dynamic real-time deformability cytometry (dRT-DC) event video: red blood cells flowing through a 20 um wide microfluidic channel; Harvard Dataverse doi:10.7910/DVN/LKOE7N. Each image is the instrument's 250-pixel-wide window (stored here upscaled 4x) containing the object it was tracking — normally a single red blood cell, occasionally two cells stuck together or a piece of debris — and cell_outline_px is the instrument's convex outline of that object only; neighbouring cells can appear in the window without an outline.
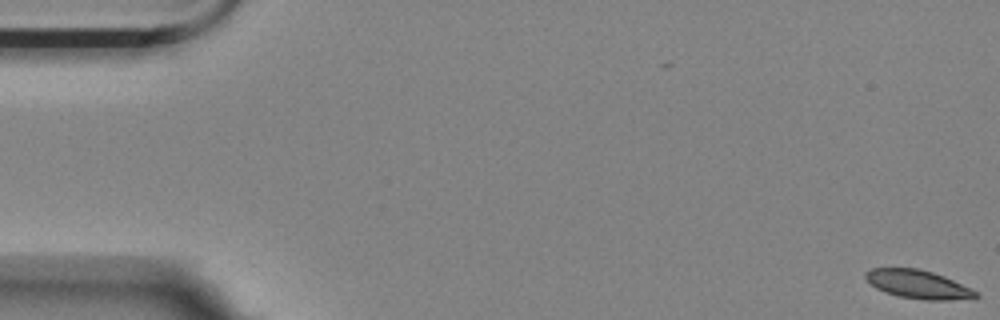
{"species": "Egyptian fruit bat (a non-hibernating species)", "species_latin": "Rousettus aegyptiacus", "temperature_condition": "room temperature", "stored_images_in_passage": 14, "camera_frame_rate_fps": 3000, "um_per_image_px": 0.085, "animal": {"sex": "female"}, "frame": {"image": 1, "passage_image": 1, "time_ms": 0.0, "image_size_px": [1000, 320], "cell_outline_px": [[980, 296], [976, 300], [924, 300], [900, 296], [884, 292], [876, 288], [864, 276], [864, 272], [872, 268], [916, 268], [932, 272], [944, 276], [972, 288]], "centroid_in_image_um": [78.11, 24.19], "position_along_channel_um": 6.9, "area_um2": 18.5}}
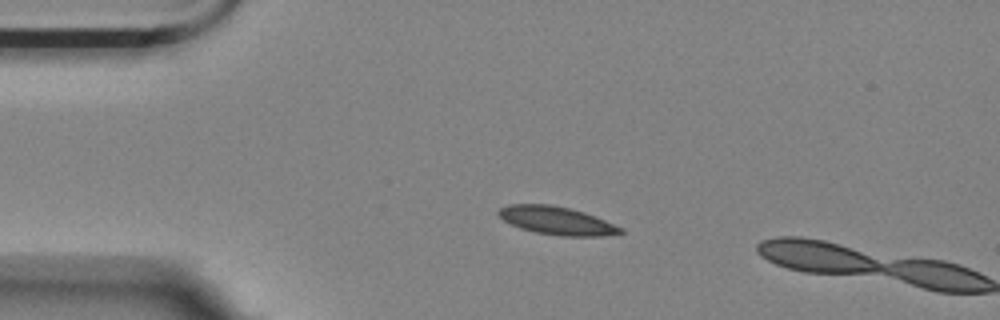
{"frame": {"image": 2, "passage_image": 13, "time_ms": 4.0, "image_size_px": [1000, 320], "cell_outline_px": [[624, 232], [604, 236], [560, 236], [536, 232], [520, 228], [504, 220], [496, 212], [500, 208], [508, 204], [548, 204], [568, 208], [584, 212], [624, 228]], "centroid_in_image_um": [47.32, 18.75], "position_along_channel_um": 37.7, "area_um2": 19.83}}